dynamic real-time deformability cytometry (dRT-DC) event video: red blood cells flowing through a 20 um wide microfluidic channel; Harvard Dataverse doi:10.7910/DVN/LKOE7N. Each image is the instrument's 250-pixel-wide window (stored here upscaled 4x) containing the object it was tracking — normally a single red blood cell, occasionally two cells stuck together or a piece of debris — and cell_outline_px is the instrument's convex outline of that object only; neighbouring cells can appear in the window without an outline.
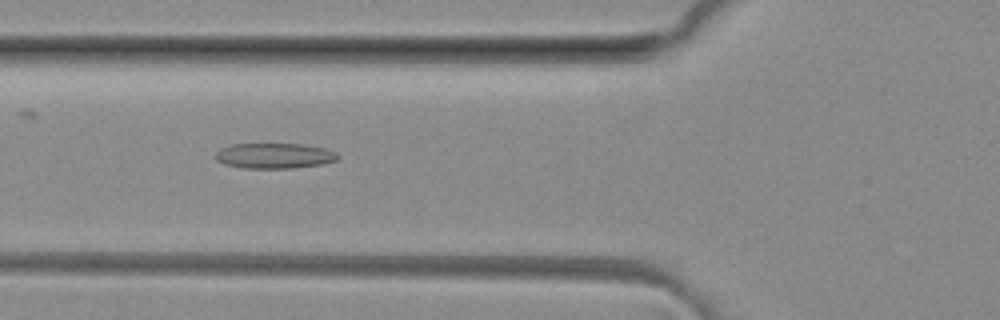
{"species": "common noctule bat (a hibernating species)", "species_latin": "Nyctalus noctula", "temperature_condition": "room temperature", "stored_images_in_passage": 48, "camera_frame_rate_fps": 3000, "um_per_image_px": 0.085, "animal": {"sex": "female", "body_mass_g": 29.2, "forearm_length_mm": 56.3}, "frame": {"image": 1, "passage_image": 17, "time_ms": 5.333, "image_size_px": [1000, 320], "cell_outline_px": [[340, 156], [336, 160], [320, 164], [292, 168], [244, 168], [224, 164], [216, 160], [212, 156], [220, 148], [232, 144], [304, 144], [324, 148], [336, 152]], "centroid_in_image_um": [23.28, 13.23], "position_along_channel_um": 102.5, "area_um2": 18.15}}
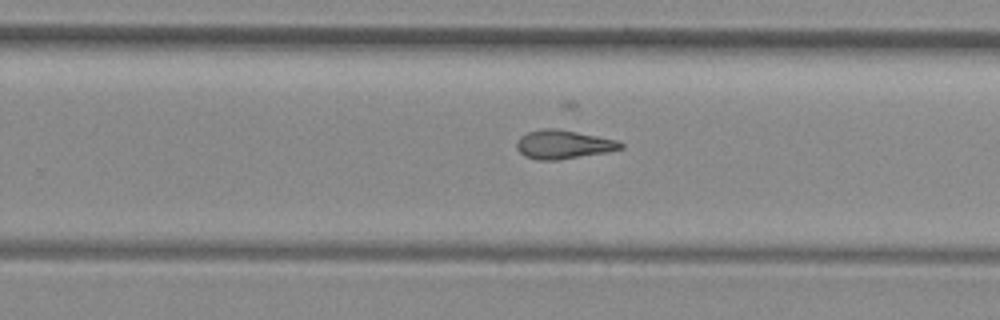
{"frame": {"image": 2, "passage_image": 30, "time_ms": 9.667, "image_size_px": [1000, 320], "cell_outline_px": [[624, 148], [608, 152], [556, 160], [536, 160], [524, 156], [516, 148], [516, 140], [520, 136], [528, 132], [544, 128], [556, 128], [616, 140], [624, 144]], "centroid_in_image_um": [47.85, 12.28], "position_along_channel_um": 281.9, "area_um2": 17.4}}
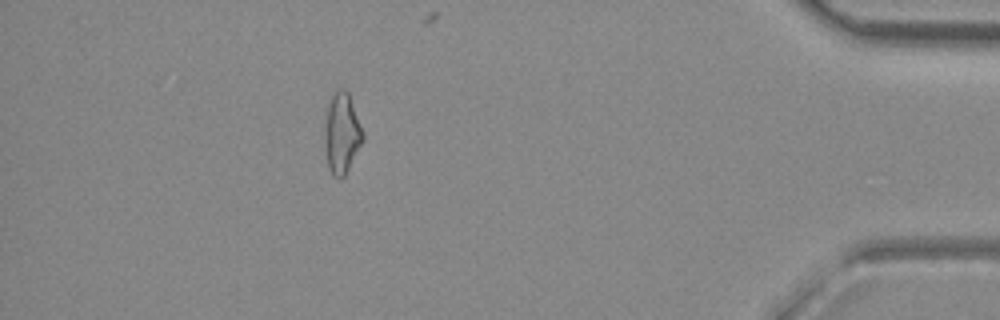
{"frame": {"image": 3, "passage_image": 43, "time_ms": 14.0, "image_size_px": [1000, 320], "cell_outline_px": [[364, 140], [344, 176], [340, 180], [332, 176], [328, 168], [324, 136], [324, 128], [328, 104], [332, 92], [336, 88], [344, 88], [348, 92], [364, 132]], "centroid_in_image_um": [29.05, 11.31], "position_along_channel_um": 406.2, "area_um2": 18.21}, "authors_computed_cell_mechanics": {"area_um2": 18.0914, "velocity_mm_per_s": 4.1406, "shape_relaxation_time_tau1_ms": null, "shape_relaxation_time_tau2_ms": 3.5661, "deformation_change_tau1": null, "deformation_change_tau2": 0.1372}}